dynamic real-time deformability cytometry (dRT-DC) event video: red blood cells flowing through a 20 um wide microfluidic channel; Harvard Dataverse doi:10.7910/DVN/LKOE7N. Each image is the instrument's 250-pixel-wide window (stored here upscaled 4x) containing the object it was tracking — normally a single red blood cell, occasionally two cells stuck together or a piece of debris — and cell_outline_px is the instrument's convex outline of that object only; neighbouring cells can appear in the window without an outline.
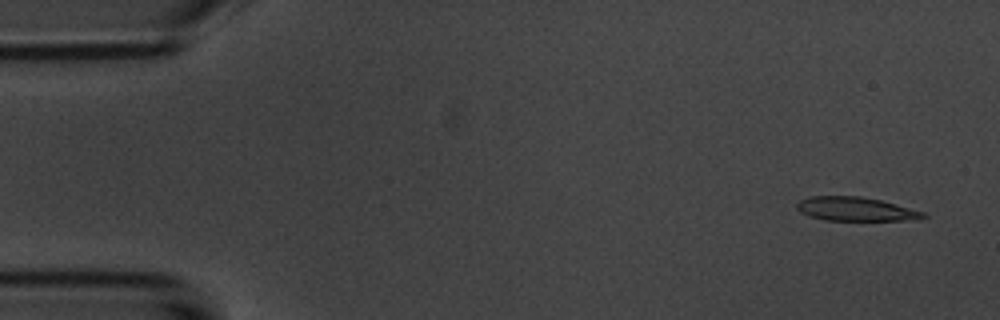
{"species": "common noctule bat (a hibernating species)", "species_latin": "Nyctalus noctula", "temperature_condition": "room temperature", "stored_images_in_passage": 12, "camera_frame_rate_fps": 3000, "um_per_image_px": 0.085, "animal": {"sex": "male", "body_mass_g": 20.1, "forearm_length_mm": 53.5}, "frame": {"image": 1, "passage_image": 1, "time_ms": 0.0, "image_size_px": [1000, 320], "cell_outline_px": [[928, 216], [916, 220], [824, 220], [808, 216], [800, 212], [796, 208], [796, 204], [800, 200], [812, 196], [860, 196], [880, 200], [924, 212]], "centroid_in_image_um": [72.7, 17.77], "position_along_channel_um": 12.3, "area_um2": 17.51}}
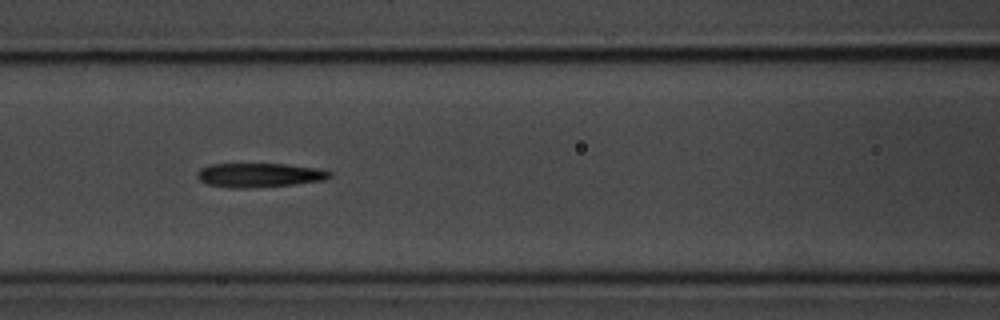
{"frame": {"image": 2, "passage_image": 6, "time_ms": 6.667, "image_size_px": [1000, 320], "cell_outline_px": [[332, 176], [324, 180], [292, 184], [248, 188], [232, 188], [208, 184], [200, 180], [196, 176], [196, 172], [200, 168], [212, 164], [284, 164], [320, 168], [332, 172]], "centroid_in_image_um": [22.05, 14.88], "position_along_channel_um": 144.6, "area_um2": 18.61}}
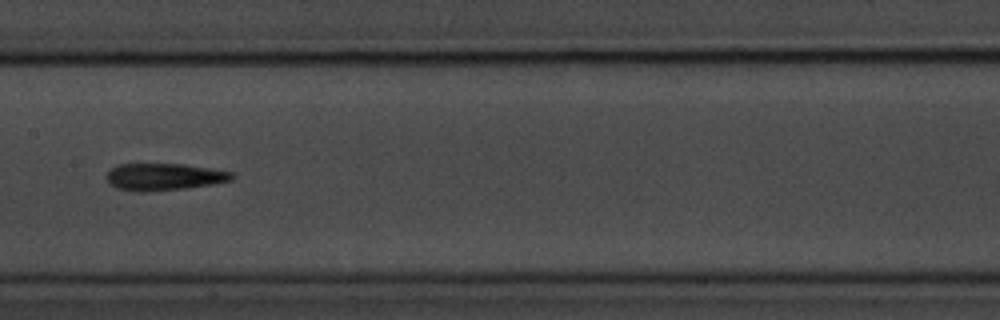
{"frame": {"image": 3, "passage_image": 7, "time_ms": 8.0, "image_size_px": [1000, 320], "cell_outline_px": [[236, 176], [232, 180], [212, 184], [184, 188], [144, 192], [136, 192], [116, 188], [108, 184], [104, 176], [112, 168], [120, 164], [184, 164], [232, 172]], "centroid_in_image_um": [13.9, 15.04], "position_along_channel_um": 193.5, "area_um2": 19.83}, "authors_computed_cell_mechanics": {"area_um2": 18.496, "velocity_mm_per_s": 3.655, "shape_relaxation_time_tau1_ms": 2.4789, "shape_relaxation_time_tau2_ms": null, "deformation_change_tau1": 0.1575, "deformation_change_tau2": null}}